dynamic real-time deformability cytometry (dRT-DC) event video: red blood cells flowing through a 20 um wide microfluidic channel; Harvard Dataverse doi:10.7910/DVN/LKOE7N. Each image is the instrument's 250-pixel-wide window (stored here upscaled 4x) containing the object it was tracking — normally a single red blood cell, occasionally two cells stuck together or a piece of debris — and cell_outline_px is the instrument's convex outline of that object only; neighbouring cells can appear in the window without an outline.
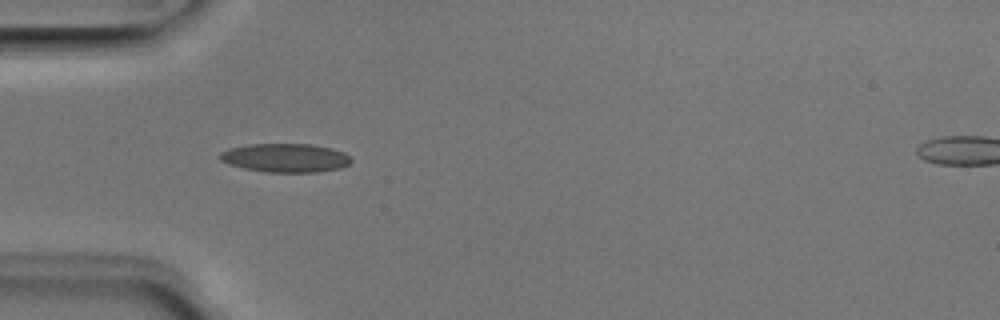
{"species": "Egyptian fruit bat (a non-hibernating species)", "species_latin": "Rousettus aegyptiacus", "temperature_condition": "room temperature", "stored_images_in_passage": 7, "camera_frame_rate_fps": 3000, "um_per_image_px": 0.085, "animal": {"sex": "male"}, "frame": {"image": 1, "passage_image": 4, "time_ms": 1.0, "image_size_px": [1000, 320], "cell_outline_px": [[352, 160], [348, 164], [340, 168], [316, 172], [268, 172], [244, 168], [228, 164], [220, 160], [220, 152], [228, 148], [248, 144], [312, 144], [332, 148], [344, 152]], "centroid_in_image_um": [24.24, 13.41], "position_along_channel_um": 60.8, "area_um2": 21.96}}
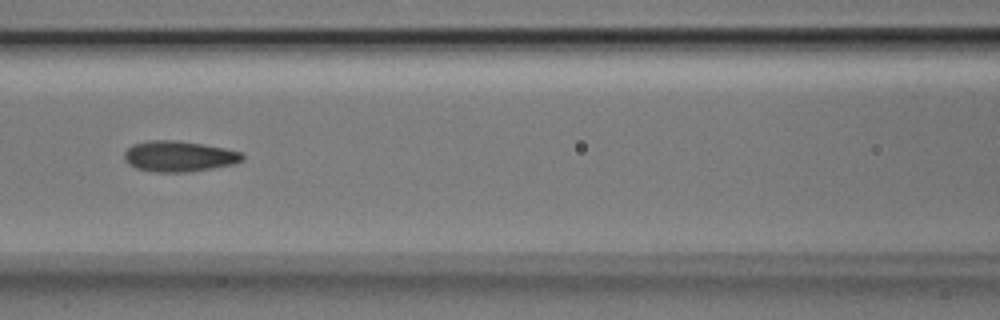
{"frame": {"image": 2, "passage_image": 6, "time_ms": 1.667, "image_size_px": [1000, 320], "cell_outline_px": [[244, 160], [232, 164], [192, 172], [156, 172], [136, 168], [128, 164], [124, 160], [124, 152], [132, 144], [148, 140], [176, 140], [204, 144], [244, 152]], "centroid_in_image_um": [15.21, 13.28], "position_along_channel_um": 151.4, "area_um2": 21.39}}
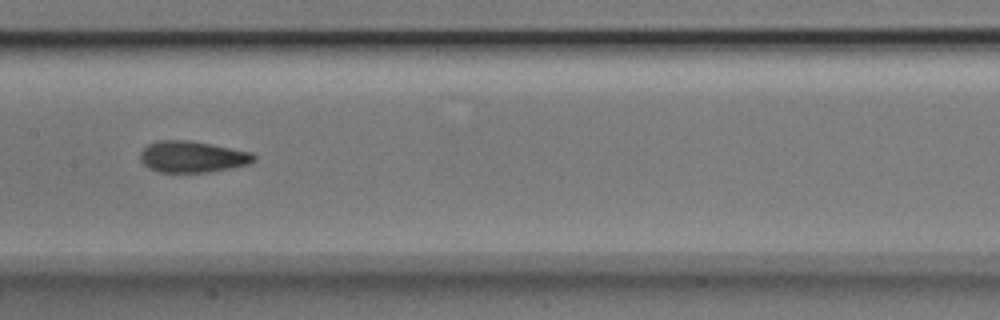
{"frame": {"image": 3, "passage_image": 7, "time_ms": 2.0, "image_size_px": [1000, 320], "cell_outline_px": [[256, 160], [248, 164], [212, 172], [156, 172], [148, 168], [140, 160], [140, 152], [148, 144], [160, 140], [188, 140], [212, 144], [252, 152], [256, 156]], "centroid_in_image_um": [16.35, 13.33], "position_along_channel_um": 191.0, "area_um2": 20.92}}